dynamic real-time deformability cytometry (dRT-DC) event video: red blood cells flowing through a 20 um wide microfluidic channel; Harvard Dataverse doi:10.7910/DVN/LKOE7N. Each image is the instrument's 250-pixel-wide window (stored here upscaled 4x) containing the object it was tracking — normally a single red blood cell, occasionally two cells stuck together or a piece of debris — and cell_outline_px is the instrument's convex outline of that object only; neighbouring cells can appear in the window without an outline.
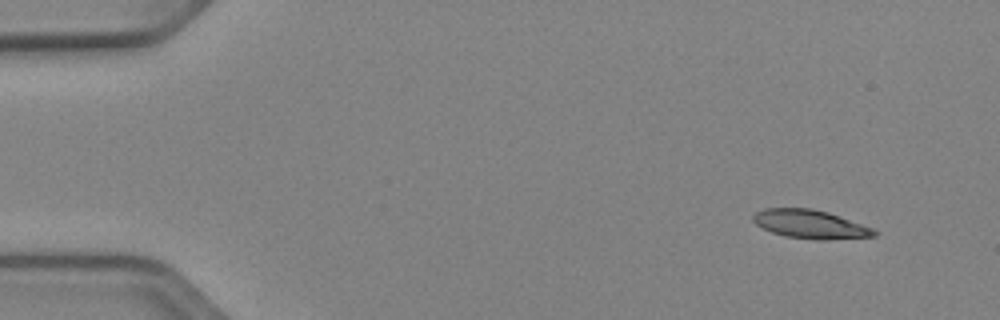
{"species": "Egyptian fruit bat (a non-hibernating species)", "species_latin": "Rousettus aegyptiacus", "temperature_condition": "cold", "stored_images_in_passage": 39, "camera_frame_rate_fps": 3000, "um_per_image_px": 0.085, "animal": {"sex": "female"}, "frame": {"image": 1, "passage_image": 1, "time_ms": 0.0, "image_size_px": [1000, 320], "cell_outline_px": [[880, 232], [876, 236], [828, 240], [820, 240], [784, 236], [772, 232], [756, 224], [752, 220], [752, 216], [756, 212], [764, 208], [812, 208], [828, 212], [872, 228]], "centroid_in_image_um": [68.88, 19.06], "position_along_channel_um": 16.1, "area_um2": 20.17}}
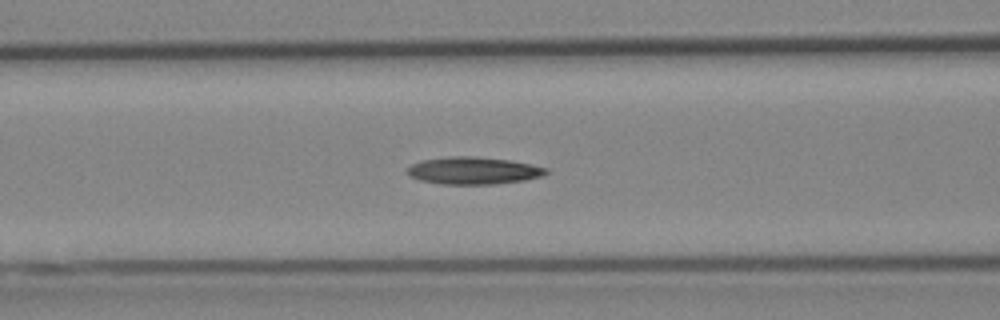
{"frame": {"image": 2, "passage_image": 18, "time_ms": 5.667, "image_size_px": [1000, 320], "cell_outline_px": [[548, 172], [540, 176], [524, 180], [496, 184], [440, 184], [420, 180], [408, 176], [408, 168], [412, 164], [424, 160], [448, 156], [476, 156], [508, 160], [548, 168]], "centroid_in_image_um": [40.21, 14.5], "position_along_channel_um": 126.4, "area_um2": 21.91}}
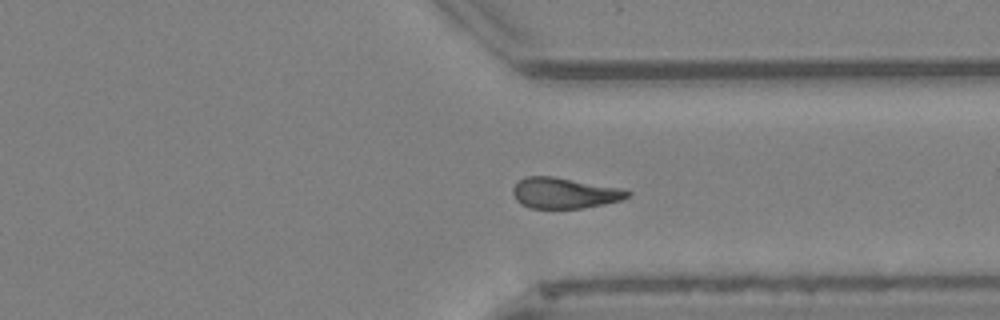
{"frame": {"image": 3, "passage_image": 36, "time_ms": 11.667, "image_size_px": [1000, 320], "cell_outline_px": [[632, 192], [628, 196], [620, 200], [604, 204], [584, 208], [528, 208], [520, 204], [516, 200], [512, 192], [512, 188], [524, 176], [552, 176], [620, 188]], "centroid_in_image_um": [47.93, 16.41], "position_along_channel_um": 363.5, "area_um2": 20.46}}